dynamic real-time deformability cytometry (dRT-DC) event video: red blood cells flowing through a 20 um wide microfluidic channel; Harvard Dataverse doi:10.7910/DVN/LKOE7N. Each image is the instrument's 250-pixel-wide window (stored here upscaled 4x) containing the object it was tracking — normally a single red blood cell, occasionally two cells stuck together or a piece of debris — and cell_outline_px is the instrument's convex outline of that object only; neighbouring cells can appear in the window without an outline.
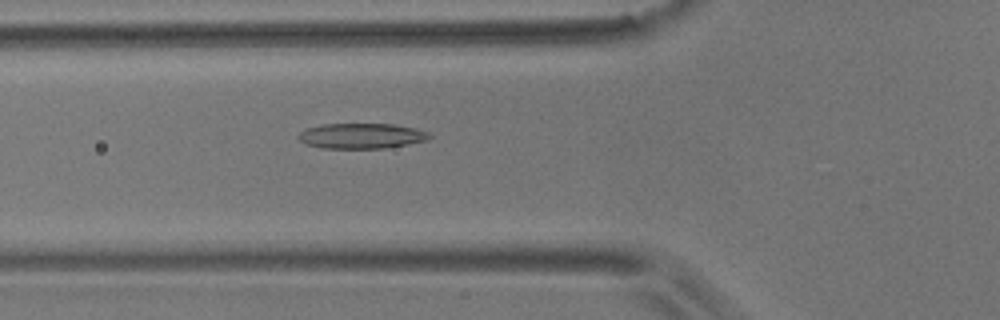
{"species": "common noctule bat (a hibernating species)", "species_latin": "Nyctalus noctula", "temperature_condition": "room temperature", "stored_images_in_passage": 5, "camera_frame_rate_fps": 3000, "um_per_image_px": 0.085, "animal": {"sex": "male", "body_mass_g": 17.9}, "frame": {"image": 1, "passage_image": 5, "time_ms": 1.333, "image_size_px": [1000, 320], "cell_outline_px": [[432, 136], [428, 140], [408, 144], [384, 148], [320, 148], [304, 144], [296, 136], [300, 132], [308, 128], [324, 124], [396, 124], [416, 128], [428, 132]], "centroid_in_image_um": [30.73, 11.55], "position_along_channel_um": 95.1, "area_um2": 19.42}}